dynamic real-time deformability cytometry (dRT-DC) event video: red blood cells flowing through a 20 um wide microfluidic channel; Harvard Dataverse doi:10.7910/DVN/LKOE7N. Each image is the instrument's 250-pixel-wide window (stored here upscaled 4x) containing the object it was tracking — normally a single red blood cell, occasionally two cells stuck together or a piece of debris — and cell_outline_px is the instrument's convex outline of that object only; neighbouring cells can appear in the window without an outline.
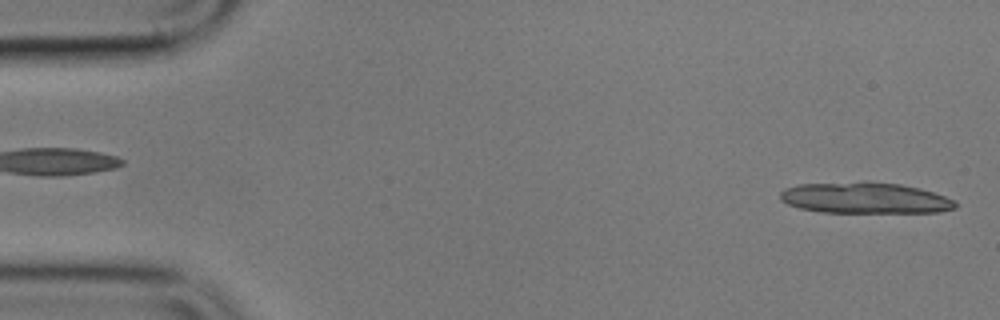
{"species": "common noctule bat (a hibernating species)", "species_latin": "Nyctalus noctula", "temperature_condition": "cold", "stored_images_in_passage": 3, "segment_of_instrument_passage": [2, 2], "camera_frame_rate_fps": 3000, "um_per_image_px": 0.085, "animal": {"sex": "male", "body_mass_g": 17.9}, "frame": {"image": 1, "passage_image": 3, "time_ms": 3.333, "image_size_px": [1000, 320], "cell_outline_px": [[956, 208], [940, 212], [820, 212], [800, 208], [788, 204], [780, 200], [780, 192], [784, 188], [800, 184], [864, 180], [868, 180], [900, 184], [920, 188], [944, 196], [952, 200], [956, 204]], "centroid_in_image_um": [73.48, 16.8], "position_along_channel_um": 11.5, "area_um2": 32.08}}